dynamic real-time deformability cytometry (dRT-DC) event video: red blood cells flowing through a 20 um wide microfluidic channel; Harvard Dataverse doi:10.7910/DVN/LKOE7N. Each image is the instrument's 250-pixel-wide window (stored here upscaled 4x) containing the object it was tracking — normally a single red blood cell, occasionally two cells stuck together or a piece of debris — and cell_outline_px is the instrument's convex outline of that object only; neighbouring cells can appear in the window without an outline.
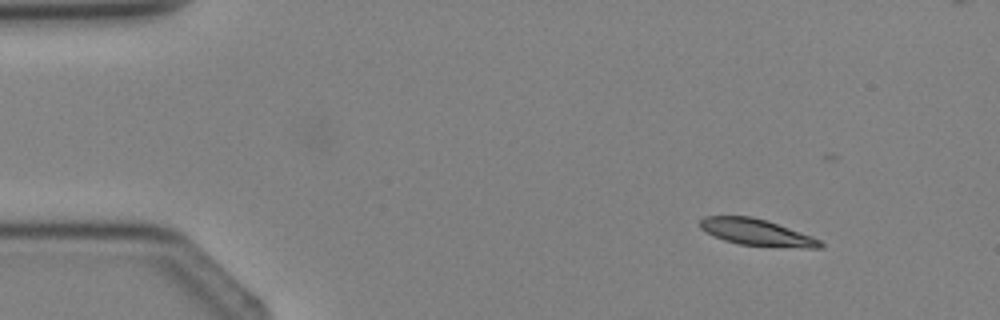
{"species": "Egyptian fruit bat (a non-hibernating species)", "species_latin": "Rousettus aegyptiacus", "temperature_condition": "cold", "stored_images_in_passage": 3, "camera_frame_rate_fps": 3000, "um_per_image_px": 0.085, "animal": {"sex": "female"}, "frame": {"image": 1, "passage_image": 1, "time_ms": 0.0, "image_size_px": [1000, 320], "cell_outline_px": [[824, 244], [820, 248], [776, 248], [740, 244], [724, 240], [700, 228], [700, 220], [704, 216], [752, 216], [812, 236], [820, 240]], "centroid_in_image_um": [64.35, 19.77], "position_along_channel_um": 20.7, "area_um2": 18.55}}